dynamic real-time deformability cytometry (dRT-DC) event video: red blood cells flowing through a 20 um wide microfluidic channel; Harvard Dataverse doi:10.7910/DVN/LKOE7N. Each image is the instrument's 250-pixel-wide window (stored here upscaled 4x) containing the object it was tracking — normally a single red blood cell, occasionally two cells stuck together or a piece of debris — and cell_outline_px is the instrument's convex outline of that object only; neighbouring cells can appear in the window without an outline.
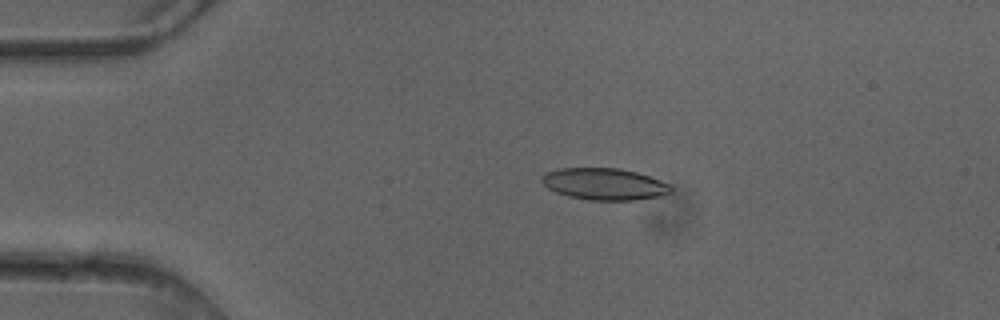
{"species": "common noctule bat (a hibernating species)", "species_latin": "Nyctalus noctula", "temperature_condition": "cold", "stored_images_in_passage": 3, "camera_frame_rate_fps": 3000, "um_per_image_px": 0.085, "animal": {"sex": "female"}, "frame": {"image": 1, "passage_image": 2, "time_ms": 0.333, "image_size_px": [1000, 320], "cell_outline_px": [[672, 192], [660, 196], [636, 200], [588, 200], [568, 196], [556, 192], [548, 188], [540, 180], [540, 176], [548, 172], [560, 168], [620, 168], [636, 172], [648, 176], [668, 184], [672, 188]], "centroid_in_image_um": [51.35, 15.64], "position_along_channel_um": 33.7, "area_um2": 23.81}}